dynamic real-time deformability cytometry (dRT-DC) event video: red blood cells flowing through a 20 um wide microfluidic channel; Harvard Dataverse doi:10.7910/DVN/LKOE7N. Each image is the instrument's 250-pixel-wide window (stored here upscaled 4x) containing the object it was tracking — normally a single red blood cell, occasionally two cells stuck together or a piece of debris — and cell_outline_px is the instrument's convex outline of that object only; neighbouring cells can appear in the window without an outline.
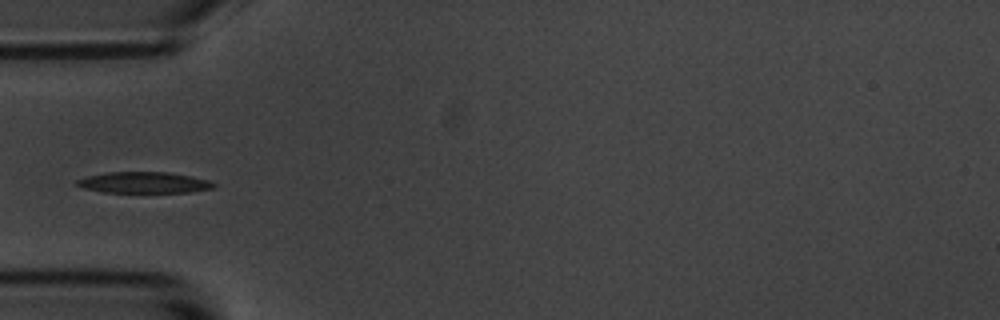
{"species": "common noctule bat (a hibernating species)", "species_latin": "Nyctalus noctula", "temperature_condition": "room temperature", "stored_images_in_passage": 15, "camera_frame_rate_fps": 3000, "um_per_image_px": 0.085, "animal": {"sex": "male", "body_mass_g": 20.1, "forearm_length_mm": 53.5}, "frame": {"image": 1, "passage_image": 5, "time_ms": 5.333, "image_size_px": [1000, 320], "cell_outline_px": [[216, 188], [192, 192], [104, 192], [84, 188], [76, 184], [76, 180], [88, 176], [108, 172], [168, 172], [192, 176], [208, 180], [216, 184]], "centroid_in_image_um": [12.29, 15.51], "position_along_channel_um": 72.7, "area_um2": 16.82}}
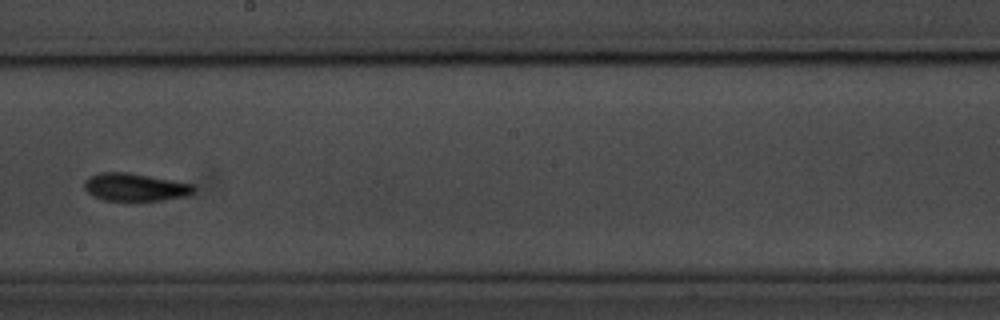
{"frame": {"image": 2, "passage_image": 9, "time_ms": 10.0, "image_size_px": [1000, 320], "cell_outline_px": [[196, 188], [188, 196], [132, 204], [128, 204], [104, 200], [92, 196], [84, 188], [84, 180], [88, 176], [100, 172], [128, 172], [196, 184]], "centroid_in_image_um": [11.46, 15.95], "position_along_channel_um": 236.7, "area_um2": 18.73}}
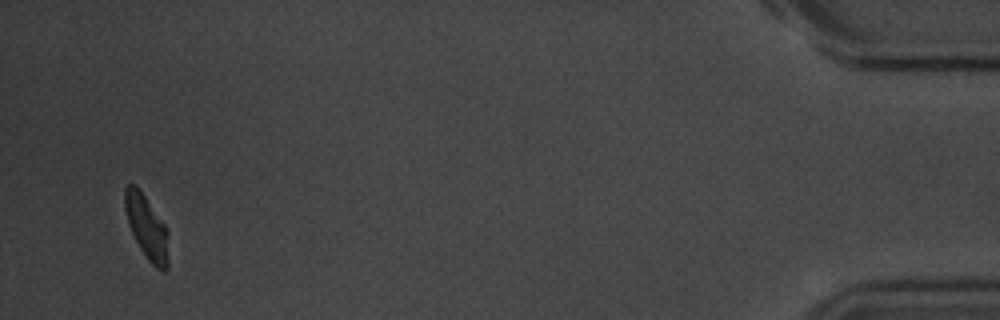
{"frame": {"image": 3, "passage_image": 15, "time_ms": 17.667, "image_size_px": [1000, 320], "cell_outline_px": [[168, 268], [164, 272], [156, 268], [148, 260], [140, 248], [132, 232], [124, 208], [124, 188], [128, 184], [136, 184], [164, 224], [168, 232]], "centroid_in_image_um": [12.47, 19.32], "position_along_channel_um": 422.7, "area_um2": 16.07}, "authors_computed_cell_mechanics": {"area_um2": 17.5712, "velocity_mm_per_s": 3.5073, "shape_relaxation_time_tau1_ms": 2.6674, "shape_relaxation_time_tau2_ms": 11.1342, "deformation_change_tau1": 0.1597, "deformation_change_tau2": 0.1546}}